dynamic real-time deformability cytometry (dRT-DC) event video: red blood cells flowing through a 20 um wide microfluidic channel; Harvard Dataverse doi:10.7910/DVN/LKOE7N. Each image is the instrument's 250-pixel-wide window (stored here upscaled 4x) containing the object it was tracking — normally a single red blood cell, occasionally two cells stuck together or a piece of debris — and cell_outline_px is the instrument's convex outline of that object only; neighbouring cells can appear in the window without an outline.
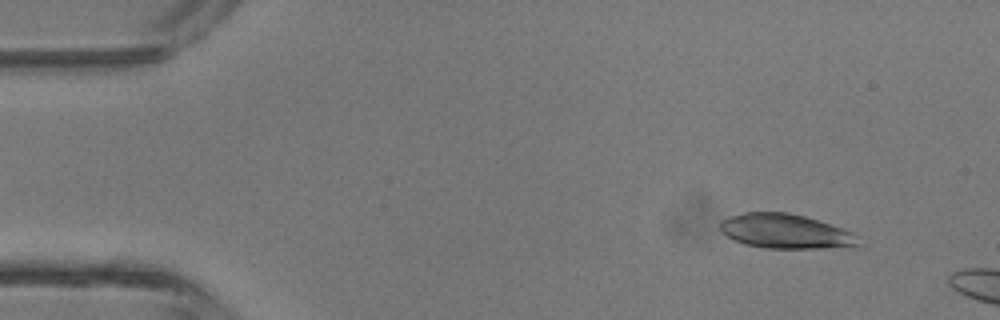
{"species": "common noctule bat (a hibernating species)", "species_latin": "Nyctalus noctula", "temperature_condition": "room temperature", "stored_images_in_passage": 4, "camera_frame_rate_fps": 3000, "um_per_image_px": 0.085, "animal": {"sex": "male", "body_mass_g": 13.3}, "frame": {"image": 1, "passage_image": 1, "time_ms": 0.0, "image_size_px": [1000, 320], "cell_outline_px": [[860, 244], [820, 248], [764, 248], [744, 244], [720, 232], [720, 220], [728, 216], [744, 212], [788, 212], [804, 216], [852, 232]], "centroid_in_image_um": [66.64, 19.64], "position_along_channel_um": 18.4, "area_um2": 27.34}}